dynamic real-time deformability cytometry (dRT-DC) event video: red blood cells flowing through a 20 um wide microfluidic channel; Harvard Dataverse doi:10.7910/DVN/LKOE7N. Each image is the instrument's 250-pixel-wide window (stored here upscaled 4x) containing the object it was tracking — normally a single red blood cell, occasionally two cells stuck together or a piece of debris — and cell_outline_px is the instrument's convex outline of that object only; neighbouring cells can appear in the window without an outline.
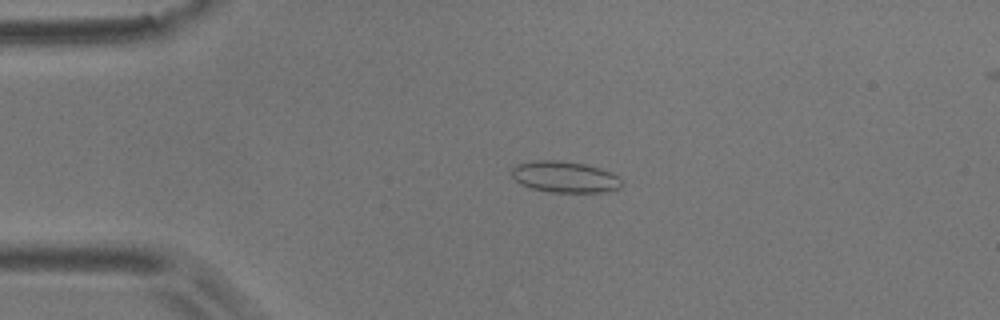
{"species": "common noctule bat (a hibernating species)", "species_latin": "Nyctalus noctula", "temperature_condition": "room temperature", "stored_images_in_passage": 5, "camera_frame_rate_fps": 3000, "um_per_image_px": 0.085, "animal": {"sex": "male", "body_mass_g": 17.9}, "frame": {"image": 1, "passage_image": 3, "time_ms": 2.0, "image_size_px": [1000, 320], "cell_outline_px": [[624, 184], [620, 188], [604, 192], [552, 192], [532, 188], [520, 184], [512, 176], [512, 168], [516, 164], [536, 160], [556, 160], [584, 164], [600, 168], [612, 172], [620, 176]], "centroid_in_image_um": [48.05, 15.04], "position_along_channel_um": 36.9, "area_um2": 20.17}}